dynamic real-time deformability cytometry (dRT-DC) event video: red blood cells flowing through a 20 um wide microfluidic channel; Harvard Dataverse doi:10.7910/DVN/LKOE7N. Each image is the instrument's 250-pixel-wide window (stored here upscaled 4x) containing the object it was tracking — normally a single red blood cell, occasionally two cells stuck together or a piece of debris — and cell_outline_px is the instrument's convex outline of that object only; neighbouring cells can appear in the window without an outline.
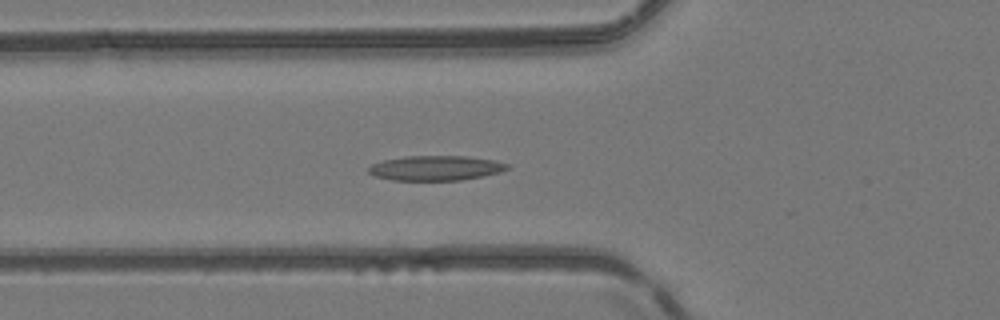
{"species": "common noctule bat (a hibernating species)", "species_latin": "Nyctalus noctula", "temperature_condition": "room temperature", "stored_images_in_passage": 38, "camera_frame_rate_fps": 3000, "um_per_image_px": 0.085, "animal": {"sex": "female", "body_mass_g": 24.6, "forearm_length_mm": 56.2}, "frame": {"image": 1, "passage_image": 13, "time_ms": 4.0, "image_size_px": [1000, 320], "cell_outline_px": [[508, 168], [500, 172], [484, 176], [460, 180], [392, 180], [376, 176], [368, 172], [368, 168], [372, 164], [384, 160], [404, 156], [464, 156], [492, 160], [508, 164]], "centroid_in_image_um": [37.02, 14.28], "position_along_channel_um": 88.8, "area_um2": 19.88}}
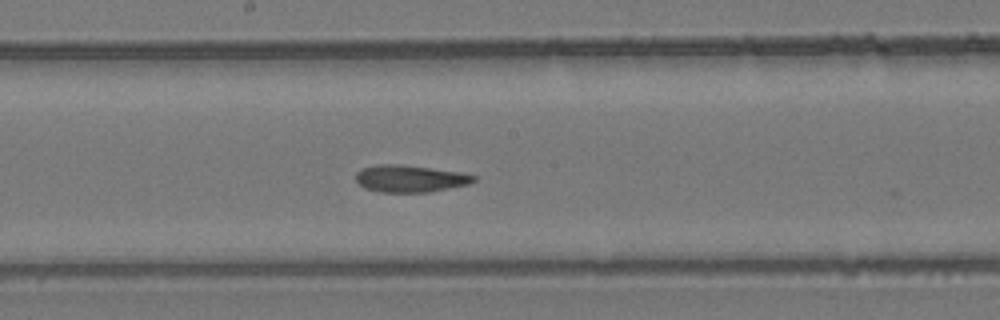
{"frame": {"image": 2, "passage_image": 22, "time_ms": 7.0, "image_size_px": [1000, 320], "cell_outline_px": [[476, 180], [468, 184], [428, 192], [380, 192], [364, 188], [356, 180], [356, 172], [360, 168], [376, 164], [400, 164], [456, 172], [476, 176]], "centroid_in_image_um": [34.78, 15.18], "position_along_channel_um": 213.4, "area_um2": 18.38}}
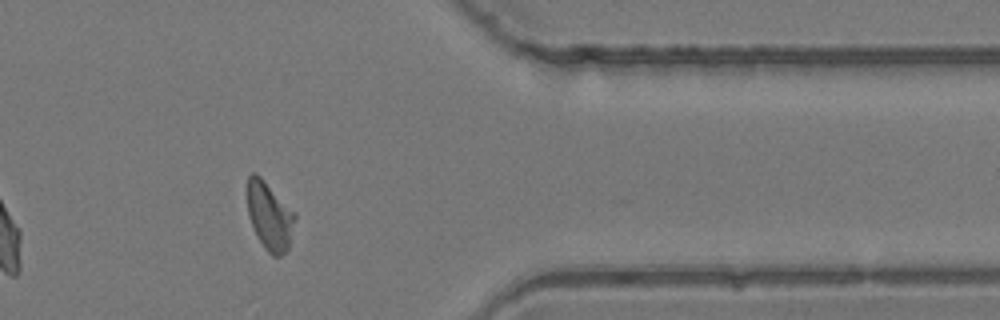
{"frame": {"image": 3, "passage_image": 36, "time_ms": 11.667, "image_size_px": [1000, 320], "cell_outline_px": [[296, 216], [288, 248], [280, 256], [272, 256], [264, 248], [256, 236], [248, 216], [248, 176], [252, 172], [256, 172], [296, 212]], "centroid_in_image_um": [22.92, 18.36], "position_along_channel_um": 388.5, "area_um2": 18.9}, "authors_computed_cell_mechanics": {"area_um2": 19.2185, "velocity_mm_per_s": 4.1214, "shape_relaxation_time_tau1_ms": null, "shape_relaxation_time_tau2_ms": 3.3325, "deformation_change_tau1": null, "deformation_change_tau2": 0.1136}}